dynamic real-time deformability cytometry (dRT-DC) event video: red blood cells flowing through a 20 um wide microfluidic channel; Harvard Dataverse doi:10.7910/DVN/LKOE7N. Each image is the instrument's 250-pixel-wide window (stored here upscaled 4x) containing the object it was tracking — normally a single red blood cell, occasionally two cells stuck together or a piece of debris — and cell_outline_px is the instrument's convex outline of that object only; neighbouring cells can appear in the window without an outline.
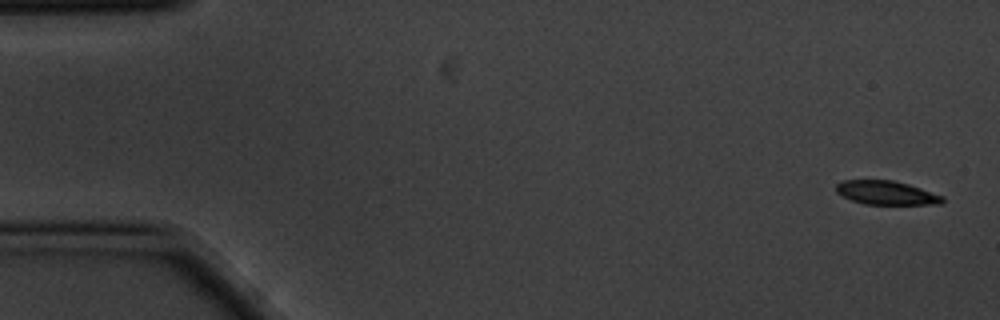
{"species": "common noctule bat (a hibernating species)", "species_latin": "Nyctalus noctula", "temperature_condition": "cold", "stored_images_in_passage": 5, "camera_frame_rate_fps": 3000, "um_per_image_px": 0.085, "animal": {"sex": "male", "body_mass_g": 20.1, "forearm_length_mm": 53.5}, "frame": {"image": 1, "passage_image": 1, "time_ms": 0.0, "image_size_px": [1000, 320], "cell_outline_px": [[944, 200], [940, 204], [864, 204], [852, 200], [836, 192], [836, 184], [844, 180], [892, 180], [908, 184], [944, 196]], "centroid_in_image_um": [75.34, 16.38], "position_along_channel_um": 9.7, "area_um2": 14.62}}